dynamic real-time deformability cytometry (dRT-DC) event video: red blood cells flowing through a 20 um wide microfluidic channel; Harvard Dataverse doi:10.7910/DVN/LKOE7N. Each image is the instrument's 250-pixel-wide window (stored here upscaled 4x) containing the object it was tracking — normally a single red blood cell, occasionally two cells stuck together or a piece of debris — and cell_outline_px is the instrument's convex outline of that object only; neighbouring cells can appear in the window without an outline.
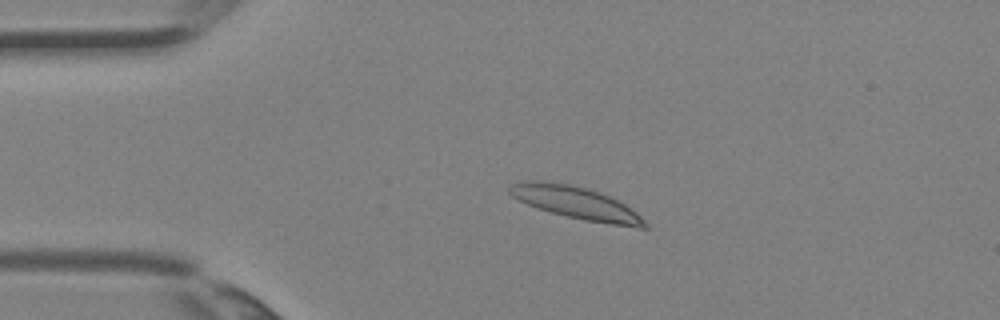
{"species": "Egyptian fruit bat (a non-hibernating species)", "species_latin": "Rousettus aegyptiacus", "temperature_condition": "room temperature", "stored_images_in_passage": 4, "camera_frame_rate_fps": 3000, "um_per_image_px": 0.085, "animal": {"sex": "female"}, "frame": {"image": 1, "passage_image": 3, "time_ms": 0.667, "image_size_px": [1000, 320], "cell_outline_px": [[648, 228], [636, 228], [584, 220], [536, 208], [512, 196], [508, 192], [508, 188], [512, 184], [524, 180], [552, 180], [572, 184], [588, 188], [600, 192], [624, 204], [636, 212], [648, 224]], "centroid_in_image_um": [48.95, 17.22], "position_along_channel_um": 36.1, "area_um2": 25.66}}